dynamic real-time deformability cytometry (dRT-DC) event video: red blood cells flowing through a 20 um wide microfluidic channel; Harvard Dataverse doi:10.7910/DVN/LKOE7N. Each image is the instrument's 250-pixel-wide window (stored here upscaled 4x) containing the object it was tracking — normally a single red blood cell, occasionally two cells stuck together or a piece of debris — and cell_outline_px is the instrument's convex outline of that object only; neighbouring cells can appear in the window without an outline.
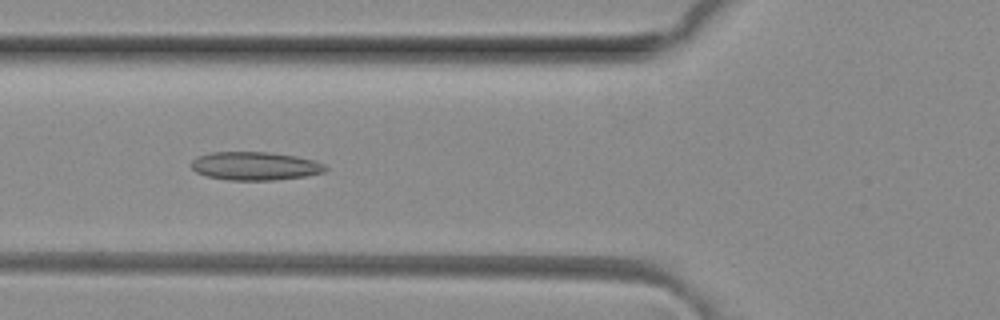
{"species": "common noctule bat (a hibernating species)", "species_latin": "Nyctalus noctula", "temperature_condition": "room temperature", "stored_images_in_passage": 7, "camera_frame_rate_fps": 3000, "um_per_image_px": 0.085, "animal": {"sex": "female", "body_mass_g": 29.2, "forearm_length_mm": 56.3}, "frame": {"image": 1, "passage_image": 6, "time_ms": 1.667, "image_size_px": [1000, 320], "cell_outline_px": [[328, 168], [324, 172], [304, 176], [276, 180], [228, 180], [208, 176], [196, 172], [192, 168], [192, 160], [196, 156], [212, 152], [272, 152], [296, 156], [316, 160], [324, 164]], "centroid_in_image_um": [21.7, 14.1], "position_along_channel_um": 104.1, "area_um2": 22.25}}
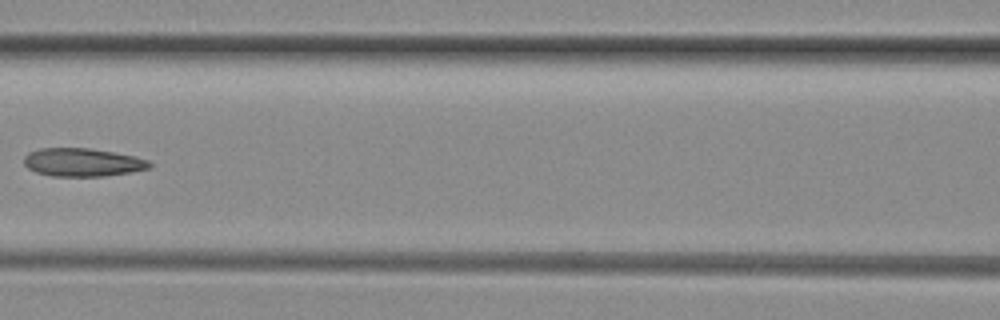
{"frame": {"image": 2, "passage_image": 7, "time_ms": 2.0, "image_size_px": [1000, 320], "cell_outline_px": [[152, 168], [132, 172], [104, 176], [52, 176], [36, 172], [28, 168], [24, 164], [24, 156], [28, 152], [40, 148], [88, 148], [136, 156], [148, 160], [152, 164]], "centroid_in_image_um": [7.03, 13.8], "position_along_channel_um": 159.6, "area_um2": 20.75}}